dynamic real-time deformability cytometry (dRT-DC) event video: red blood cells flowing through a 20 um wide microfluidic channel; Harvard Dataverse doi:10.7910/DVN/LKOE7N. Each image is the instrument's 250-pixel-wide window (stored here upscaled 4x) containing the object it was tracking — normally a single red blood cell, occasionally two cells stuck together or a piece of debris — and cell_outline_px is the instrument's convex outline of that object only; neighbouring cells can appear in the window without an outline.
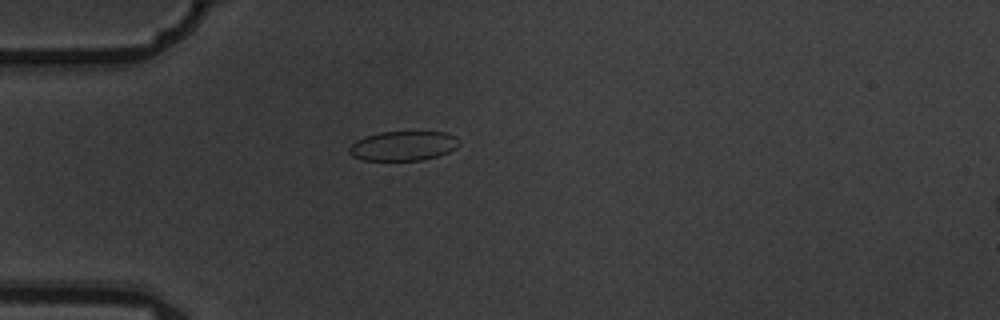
{"species": "common noctule bat (a hibernating species)", "species_latin": "Nyctalus noctula", "temperature_condition": "warm", "stored_images_in_passage": 5, "camera_frame_rate_fps": 3000, "um_per_image_px": 0.085, "animal": {"sex": "male", "body_mass_g": 19.5, "forearm_length_mm": 54.6}, "frame": {"image": 1, "passage_image": 4, "time_ms": 1.0, "image_size_px": [1000, 320], "cell_outline_px": [[460, 144], [456, 148], [448, 152], [424, 160], [364, 160], [352, 156], [348, 152], [348, 148], [356, 140], [364, 136], [380, 132], [444, 132], [456, 136], [460, 140]], "centroid_in_image_um": [34.27, 12.39], "position_along_channel_um": 50.7, "area_um2": 19.02}}